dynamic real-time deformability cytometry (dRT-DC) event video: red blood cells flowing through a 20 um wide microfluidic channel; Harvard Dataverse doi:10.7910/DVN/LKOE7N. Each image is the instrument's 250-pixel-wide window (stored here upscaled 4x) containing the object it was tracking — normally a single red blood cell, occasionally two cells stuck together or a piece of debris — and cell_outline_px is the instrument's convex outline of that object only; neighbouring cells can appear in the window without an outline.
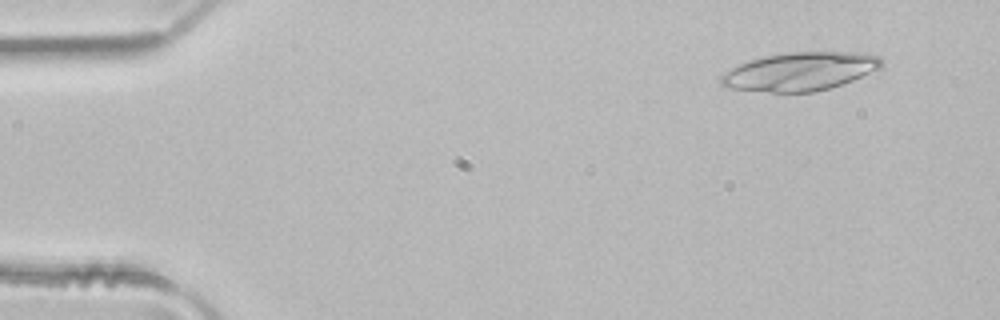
{"species": "common noctule bat (a hibernating species)", "species_latin": "Nyctalus noctula", "temperature_condition": "room temperature", "stored_images_in_passage": 4, "camera_frame_rate_fps": 3000, "um_per_image_px": 0.085, "animal": {"sex": "male", "body_mass_g": 21.5, "forearm_length_mm": 52.0}, "frame": {"image": 1, "passage_image": 2, "time_ms": 0.333, "image_size_px": [1000, 320], "cell_outline_px": [[884, 64], [880, 68], [852, 80], [828, 88], [812, 92], [768, 92], [724, 88], [720, 84], [720, 76], [724, 72], [748, 60], [764, 56], [788, 52], [864, 52], [880, 56], [884, 60]], "centroid_in_image_um": [67.99, 6.07], "position_along_channel_um": 17.0, "area_um2": 36.07}}